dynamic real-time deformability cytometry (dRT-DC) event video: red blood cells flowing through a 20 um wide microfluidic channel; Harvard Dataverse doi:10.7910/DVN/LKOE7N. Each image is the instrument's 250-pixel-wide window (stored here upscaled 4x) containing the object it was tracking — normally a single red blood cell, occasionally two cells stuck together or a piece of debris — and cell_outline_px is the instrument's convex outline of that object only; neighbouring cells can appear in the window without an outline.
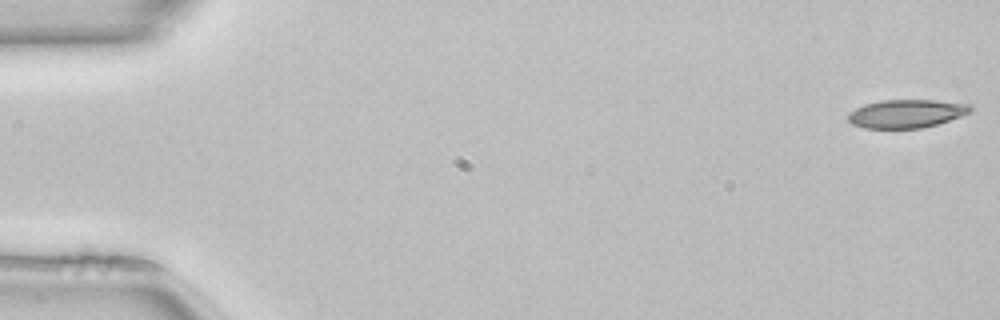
{"species": "common noctule bat (a hibernating species)", "species_latin": "Nyctalus noctula", "temperature_condition": "room temperature", "stored_images_in_passage": 50, "camera_frame_rate_fps": 3000, "um_per_image_px": 0.085, "animal": {"sex": "female", "body_mass_g": 22.7, "forearm_length_mm": 54.2}, "frame": {"image": 1, "passage_image": 1, "time_ms": 0.0, "image_size_px": [1000, 320], "cell_outline_px": [[972, 112], [924, 128], [864, 128], [852, 124], [848, 120], [848, 112], [864, 104], [880, 100], [936, 100], [972, 104]], "centroid_in_image_um": [77.04, 9.65], "position_along_channel_um": 8.0, "area_um2": 20.29}}
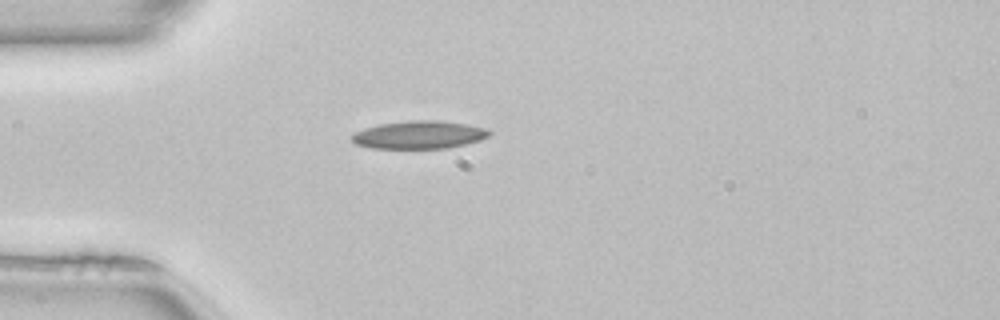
{"frame": {"image": 2, "passage_image": 14, "time_ms": 4.333, "image_size_px": [1000, 320], "cell_outline_px": [[492, 132], [488, 136], [480, 140], [448, 148], [372, 148], [356, 144], [352, 140], [352, 136], [356, 132], [364, 128], [380, 124], [408, 120], [436, 120], [464, 124], [488, 128]], "centroid_in_image_um": [35.64, 11.45], "position_along_channel_um": 49.4, "area_um2": 22.2}}
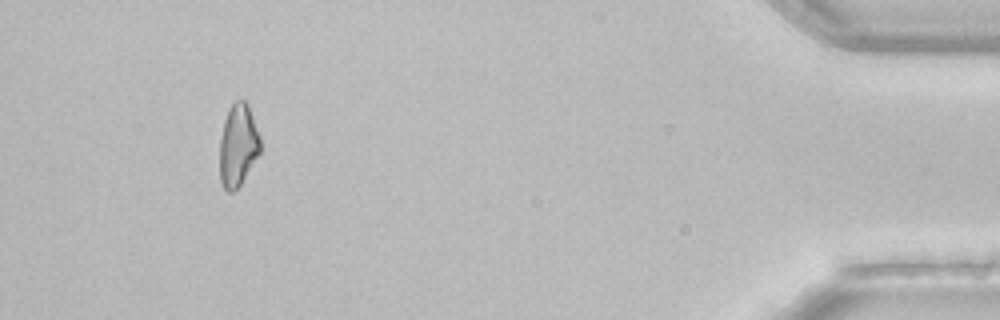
{"frame": {"image": 3, "passage_image": 47, "time_ms": 15.333, "image_size_px": [1000, 320], "cell_outline_px": [[260, 152], [240, 184], [232, 192], [228, 192], [224, 188], [220, 180], [220, 136], [224, 120], [228, 108], [236, 100], [244, 100], [248, 104], [260, 136]], "centroid_in_image_um": [20.22, 12.32], "position_along_channel_um": 415.0, "area_um2": 19.36}}